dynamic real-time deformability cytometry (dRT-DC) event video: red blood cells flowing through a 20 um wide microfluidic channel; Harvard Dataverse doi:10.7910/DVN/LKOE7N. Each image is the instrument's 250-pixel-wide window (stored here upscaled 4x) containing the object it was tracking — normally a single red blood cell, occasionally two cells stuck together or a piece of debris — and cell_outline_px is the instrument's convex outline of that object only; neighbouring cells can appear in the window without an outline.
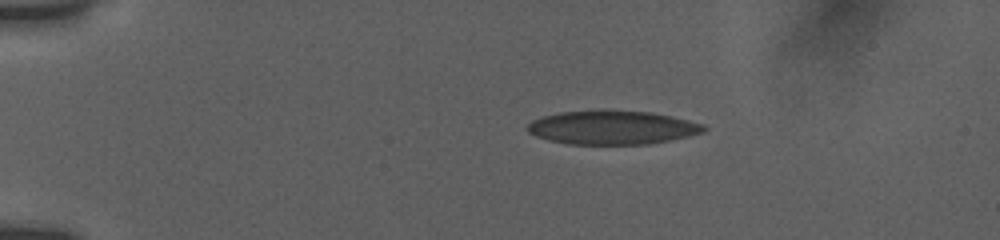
{"species": "human", "species_latin": "Homo sapiens", "temperature_condition": "room temperature", "stored_images_in_passage": 45, "camera_frame_rate_fps": 3000, "um_per_image_px": 0.085, "donor": {"sex": "female"}, "frame": {"image": 1, "passage_image": 1, "time_ms": 0.0, "image_size_px": [1000, 240], "cell_outline_px": [[708, 128], [704, 132], [688, 136], [648, 144], [568, 144], [548, 140], [536, 136], [528, 132], [524, 128], [532, 120], [540, 116], [560, 112], [600, 108], [604, 108], [652, 112], [672, 116], [704, 124]], "centroid_in_image_um": [52.0, 10.8], "position_along_channel_um": 33.0, "area_um2": 35.55}}
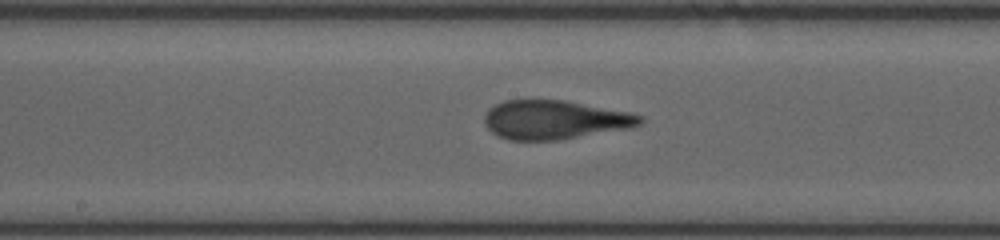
{"frame": {"image": 2, "passage_image": 20, "time_ms": 6.333, "image_size_px": [1000, 240], "cell_outline_px": [[644, 120], [640, 124], [628, 128], [556, 140], [508, 140], [496, 136], [484, 124], [484, 116], [488, 108], [504, 100], [564, 100], [628, 112], [644, 116]], "centroid_in_image_um": [47.09, 10.18], "position_along_channel_um": 201.1, "area_um2": 35.14}}
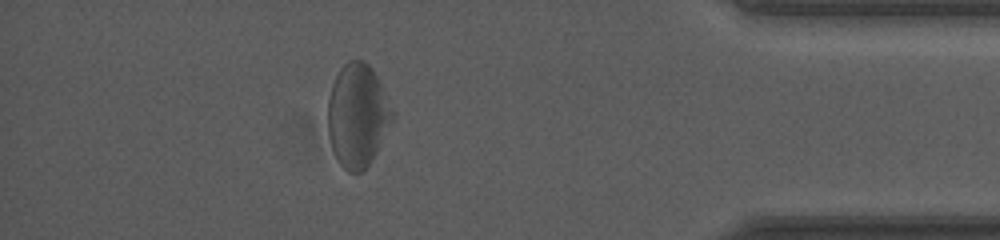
{"frame": {"image": 3, "passage_image": 39, "time_ms": 12.667, "image_size_px": [1000, 240], "cell_outline_px": [[396, 116], [376, 152], [368, 164], [360, 172], [348, 172], [340, 164], [332, 148], [328, 132], [328, 100], [332, 84], [340, 68], [348, 60], [364, 60], [372, 68]], "centroid_in_image_um": [30.39, 9.8], "position_along_channel_um": 404.8, "area_um2": 38.55}, "authors_computed_cell_mechanics": {"area_um2": 35.7204, "velocity_mm_per_s": 3.7457, "shape_relaxation_time_tau1_ms": 5.1402, "shape_relaxation_time_tau2_ms": 1.2486, "deformation_change_tau1": 0.144, "deformation_change_tau2": 0.0869}}